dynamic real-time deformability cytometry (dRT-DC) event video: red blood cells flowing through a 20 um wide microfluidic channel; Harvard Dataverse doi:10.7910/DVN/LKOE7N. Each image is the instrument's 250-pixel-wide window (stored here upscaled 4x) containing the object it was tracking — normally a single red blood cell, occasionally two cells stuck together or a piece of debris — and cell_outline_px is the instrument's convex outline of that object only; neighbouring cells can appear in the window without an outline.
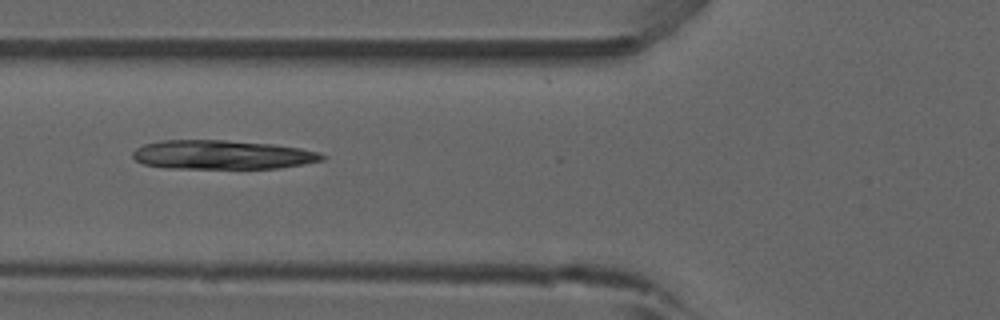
{"species": "common noctule bat (a hibernating species)", "species_latin": "Nyctalus noctula", "temperature_condition": "room temperature", "stored_images_in_passage": 10, "camera_frame_rate_fps": 3000, "um_per_image_px": 0.085, "animal": {"sex": "male", "forearm_length_mm": 52.5}, "frame": {"image": 1, "passage_image": 4, "time_ms": 1.0, "image_size_px": [1000, 320], "cell_outline_px": [[328, 156], [324, 160], [304, 164], [280, 168], [164, 168], [144, 164], [136, 160], [132, 156], [132, 152], [136, 148], [144, 144], [160, 140], [224, 140], [272, 144], [300, 148], [320, 152]], "centroid_in_image_um": [18.9, 13.15], "position_along_channel_um": 106.9, "area_um2": 32.19}}
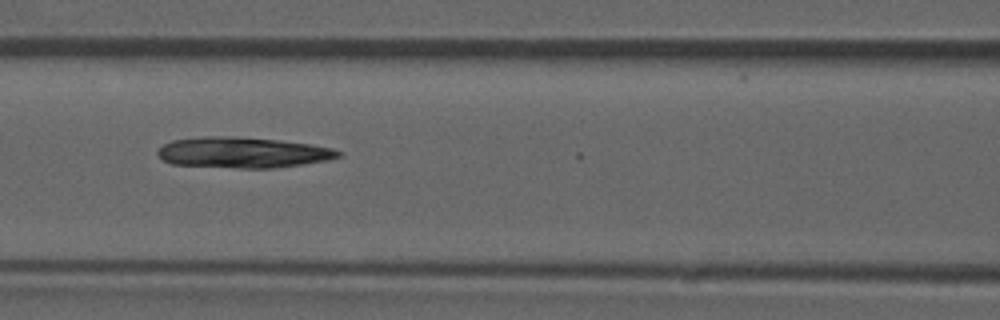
{"frame": {"image": 2, "passage_image": 7, "time_ms": 2.0, "image_size_px": [1000, 320], "cell_outline_px": [[344, 156], [328, 160], [272, 168], [240, 168], [172, 164], [164, 160], [156, 152], [164, 144], [172, 140], [204, 136], [232, 136], [280, 140], [312, 144], [332, 148], [344, 152]], "centroid_in_image_um": [20.68, 12.95], "position_along_channel_um": 145.9, "area_um2": 32.43}}